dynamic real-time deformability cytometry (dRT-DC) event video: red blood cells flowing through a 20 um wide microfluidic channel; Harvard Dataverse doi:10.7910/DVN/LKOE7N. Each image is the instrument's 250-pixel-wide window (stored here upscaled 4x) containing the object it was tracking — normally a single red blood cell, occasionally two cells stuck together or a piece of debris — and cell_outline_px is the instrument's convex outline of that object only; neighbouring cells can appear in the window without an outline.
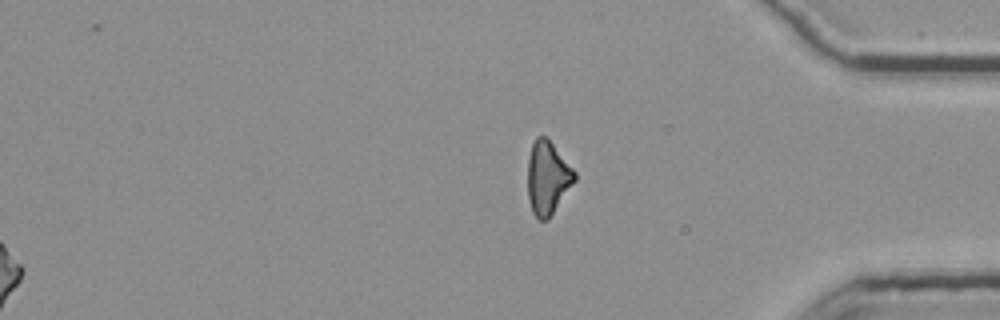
{"species": "common noctule bat (a hibernating species)", "species_latin": "Nyctalus noctula", "temperature_condition": "room temperature", "stored_images_in_passage": 55, "segment_of_instrument_passage": [3, 3], "camera_frame_rate_fps": 3000, "um_per_image_px": 0.085, "animal": {"sex": "female", "body_mass_g": 25.1}, "frame": {"image": 1, "passage_image": 55, "time_ms": 18.0, "image_size_px": [1000, 320], "cell_outline_px": [[576, 180], [548, 220], [540, 220], [532, 212], [528, 196], [528, 160], [532, 144], [536, 136], [544, 136], [552, 144], [576, 172]], "centroid_in_image_um": [46.54, 15.13], "position_along_channel_um": 388.7, "area_um2": 19.77}}